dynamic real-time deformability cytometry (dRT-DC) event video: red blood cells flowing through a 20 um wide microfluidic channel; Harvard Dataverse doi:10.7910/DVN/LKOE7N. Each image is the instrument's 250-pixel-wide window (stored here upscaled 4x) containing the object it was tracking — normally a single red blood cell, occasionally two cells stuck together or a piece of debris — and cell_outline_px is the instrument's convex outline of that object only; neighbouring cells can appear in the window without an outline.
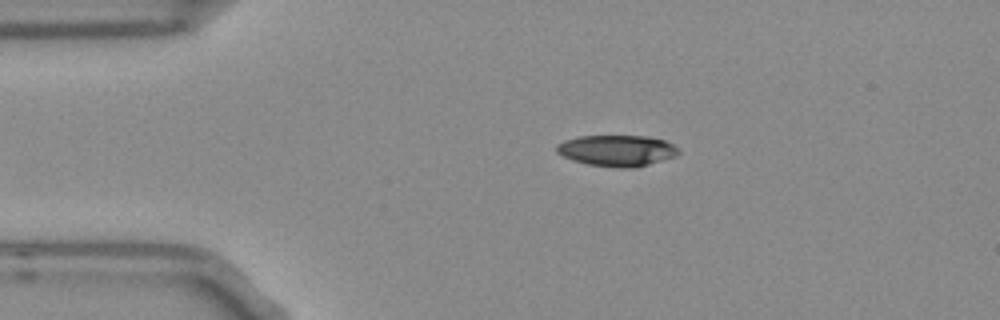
{"species": "Egyptian fruit bat (a non-hibernating species)", "species_latin": "Rousettus aegyptiacus", "temperature_condition": "room temperature", "stored_images_in_passage": 44, "camera_frame_rate_fps": 3000, "um_per_image_px": 0.085, "frame": {"image": 1, "passage_image": 1, "time_ms": 0.0, "image_size_px": [1000, 320], "cell_outline_px": [[680, 152], [676, 156], [636, 168], [620, 168], [588, 164], [572, 160], [556, 152], [556, 144], [564, 140], [580, 136], [648, 136], [664, 140], [680, 148]], "centroid_in_image_um": [52.46, 12.8], "position_along_channel_um": 32.5, "area_um2": 22.25}}
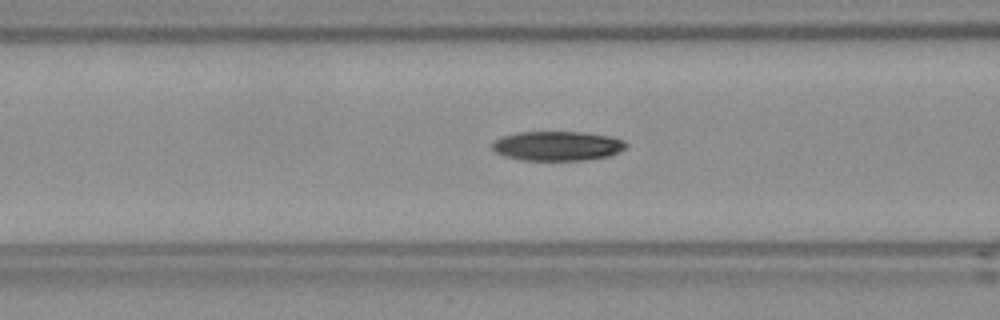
{"frame": {"image": 2, "passage_image": 11, "time_ms": 3.333, "image_size_px": [1000, 320], "cell_outline_px": [[628, 144], [620, 152], [608, 156], [588, 160], [520, 160], [504, 156], [496, 152], [492, 148], [492, 144], [496, 140], [504, 136], [520, 132], [584, 132], [608, 136], [624, 140]], "centroid_in_image_um": [47.4, 12.41], "position_along_channel_um": 119.2, "area_um2": 22.95}}
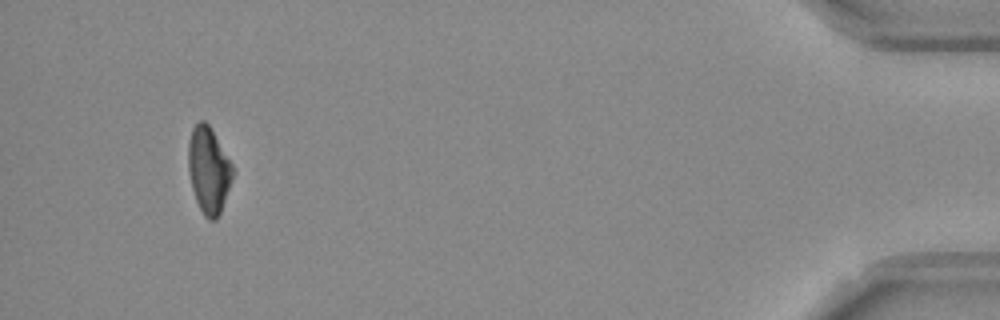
{"frame": {"image": 3, "passage_image": 41, "time_ms": 13.333, "image_size_px": [1000, 320], "cell_outline_px": [[232, 176], [220, 212], [216, 220], [208, 220], [204, 216], [196, 200], [192, 188], [188, 172], [188, 144], [192, 128], [200, 120], [204, 120], [208, 124], [232, 164]], "centroid_in_image_um": [17.7, 14.45], "position_along_channel_um": 417.5, "area_um2": 21.85}, "authors_computed_cell_mechanics": {"area_um2": 22.8599, "velocity_mm_per_s": 3.759, "shape_relaxation_time_tau1_ms": 6.796, "shape_relaxation_time_tau2_ms": null, "deformation_change_tau1": 0.1733, "deformation_change_tau2": null}}